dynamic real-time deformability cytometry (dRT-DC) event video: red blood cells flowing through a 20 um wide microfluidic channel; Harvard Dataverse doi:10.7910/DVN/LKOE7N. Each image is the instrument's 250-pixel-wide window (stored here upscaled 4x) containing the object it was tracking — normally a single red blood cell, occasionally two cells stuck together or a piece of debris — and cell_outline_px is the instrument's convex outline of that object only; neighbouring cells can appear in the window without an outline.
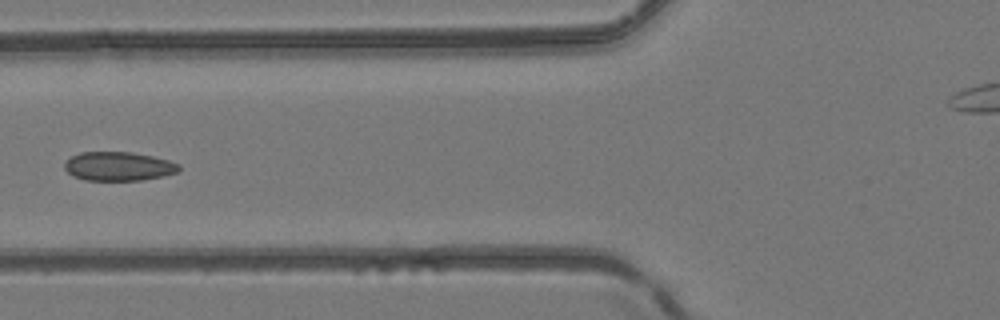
{"species": "common noctule bat (a hibernating species)", "species_latin": "Nyctalus noctula", "temperature_condition": "room temperature", "stored_images_in_passage": 7, "segment_of_instrument_passage": [1, 2], "camera_frame_rate_fps": 3000, "um_per_image_px": 0.085, "animal": {"sex": "female", "body_mass_g": 24.6, "forearm_length_mm": 56.2}, "frame": {"image": 1, "passage_image": 6, "time_ms": 5.667, "image_size_px": [1000, 320], "cell_outline_px": [[180, 172], [164, 176], [140, 180], [84, 180], [72, 176], [64, 168], [64, 160], [80, 152], [132, 152], [152, 156], [168, 160], [180, 164]], "centroid_in_image_um": [10.07, 14.13], "position_along_channel_um": 115.7, "area_um2": 19.48}}